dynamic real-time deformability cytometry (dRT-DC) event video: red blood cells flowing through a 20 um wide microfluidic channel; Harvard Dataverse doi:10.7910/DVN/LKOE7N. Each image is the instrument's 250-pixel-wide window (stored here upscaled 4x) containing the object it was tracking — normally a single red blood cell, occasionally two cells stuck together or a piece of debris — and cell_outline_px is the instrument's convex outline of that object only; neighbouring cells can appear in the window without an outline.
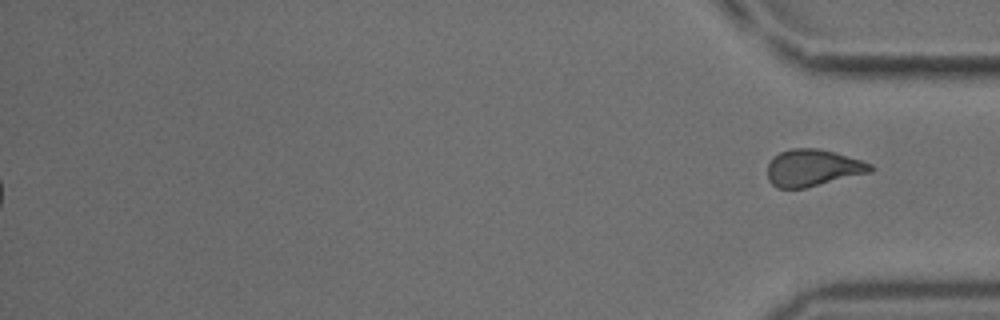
{"species": "common noctule bat (a hibernating species)", "species_latin": "Nyctalus noctula", "temperature_condition": "cold", "stored_images_in_passage": 55, "segment_of_instrument_passage": [2, 2], "camera_frame_rate_fps": 3000, "um_per_image_px": 0.085, "animal": {"sex": "male", "body_mass_g": 18.8}, "frame": {"image": 1, "passage_image": 55, "time_ms": 18.0, "image_size_px": [1000, 320], "cell_outline_px": [[876, 168], [872, 172], [804, 188], [776, 188], [768, 180], [768, 164], [780, 152], [792, 148], [816, 148], [832, 152], [860, 160], [872, 164]], "centroid_in_image_um": [69.1, 14.28], "position_along_channel_um": 366.1, "area_um2": 21.91}}